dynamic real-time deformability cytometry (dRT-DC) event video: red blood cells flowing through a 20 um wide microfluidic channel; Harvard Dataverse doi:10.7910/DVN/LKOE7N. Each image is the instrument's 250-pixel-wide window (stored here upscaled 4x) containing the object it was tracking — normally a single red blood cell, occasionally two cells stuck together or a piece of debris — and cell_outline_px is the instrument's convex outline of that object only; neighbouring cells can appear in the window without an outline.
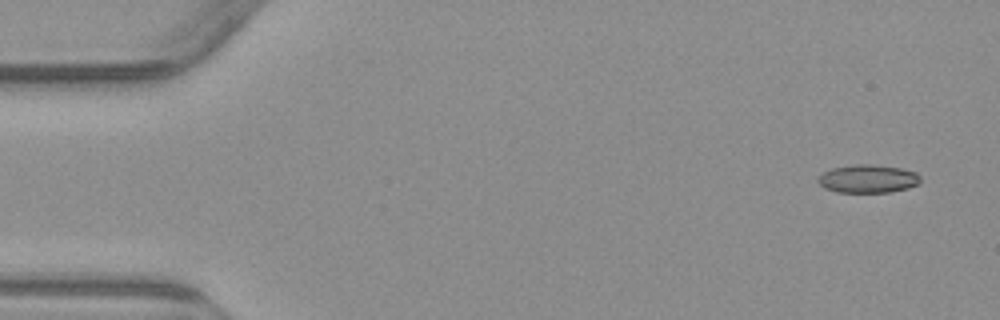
{"species": "common noctule bat (a hibernating species)", "species_latin": "Nyctalus noctula", "temperature_condition": "warm", "stored_images_in_passage": 4, "camera_frame_rate_fps": 3000, "um_per_image_px": 0.085, "animal": {"sex": "male", "body_mass_g": 23.1, "forearm_length_mm": 52.7}, "frame": {"image": 1, "passage_image": 1, "time_ms": 0.0, "image_size_px": [1000, 320], "cell_outline_px": [[920, 184], [908, 188], [892, 192], [836, 192], [824, 188], [816, 180], [824, 172], [832, 168], [856, 164], [872, 164], [900, 168], [916, 172], [920, 176]], "centroid_in_image_um": [73.79, 15.2], "position_along_channel_um": 11.2, "area_um2": 16.88}}
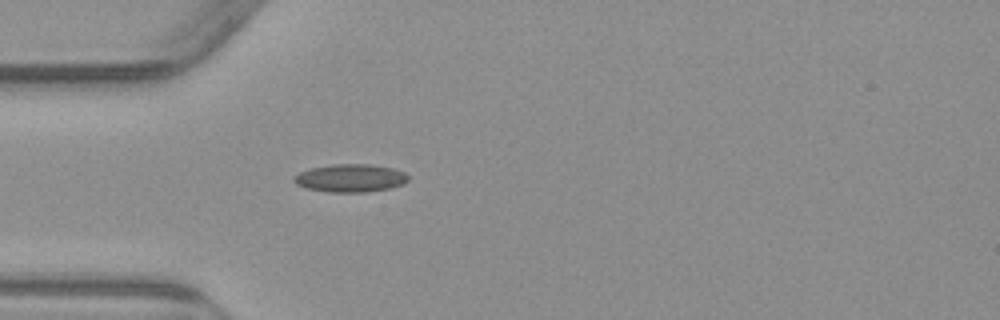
{"frame": {"image": 2, "passage_image": 4, "time_ms": 4.333, "image_size_px": [1000, 320], "cell_outline_px": [[408, 180], [404, 184], [392, 188], [364, 192], [328, 192], [304, 188], [296, 184], [292, 180], [300, 172], [312, 168], [332, 164], [368, 164], [392, 168], [404, 172], [408, 176]], "centroid_in_image_um": [29.79, 15.14], "position_along_channel_um": 55.2, "area_um2": 18.61}}